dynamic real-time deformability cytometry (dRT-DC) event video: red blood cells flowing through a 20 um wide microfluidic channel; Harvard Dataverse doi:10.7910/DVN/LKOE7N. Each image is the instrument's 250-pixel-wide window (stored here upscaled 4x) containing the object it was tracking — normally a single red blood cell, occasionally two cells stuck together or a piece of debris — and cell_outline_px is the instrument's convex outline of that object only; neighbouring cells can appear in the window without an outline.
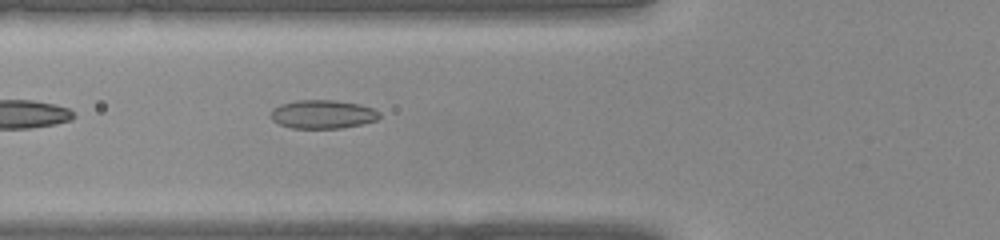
{"species": "common noctule bat (a hibernating species)", "species_latin": "Nyctalus noctula", "temperature_condition": "warm", "stored_images_in_passage": 25, "camera_frame_rate_fps": 3000, "um_per_image_px": 0.085, "animal": {"sex": "female", "body_mass_g": 22.0, "forearm_length_mm": 56.7}, "frame": {"image": 1, "passage_image": 3, "time_ms": 0.667, "image_size_px": [1000, 240], "cell_outline_px": [[380, 116], [376, 120], [360, 124], [340, 128], [292, 128], [280, 124], [272, 120], [272, 108], [280, 104], [296, 100], [332, 100], [360, 104], [372, 108], [380, 112]], "centroid_in_image_um": [27.42, 9.7], "position_along_channel_um": 98.4, "area_um2": 17.98}}
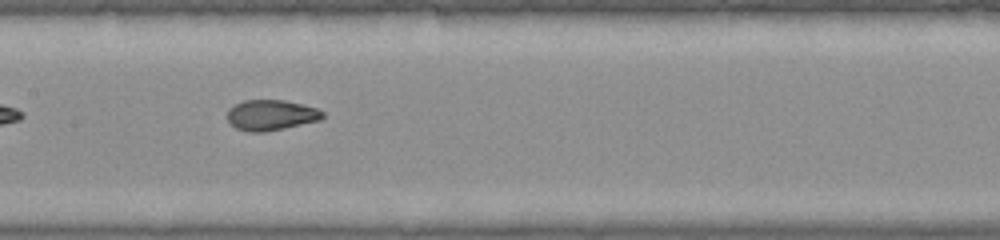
{"frame": {"image": 2, "passage_image": 8, "time_ms": 2.333, "image_size_px": [1000, 240], "cell_outline_px": [[324, 116], [320, 120], [284, 128], [264, 132], [248, 132], [236, 128], [228, 120], [228, 108], [244, 100], [284, 100], [316, 108], [324, 112]], "centroid_in_image_um": [23.03, 9.78], "position_along_channel_um": 184.4, "area_um2": 16.82}}
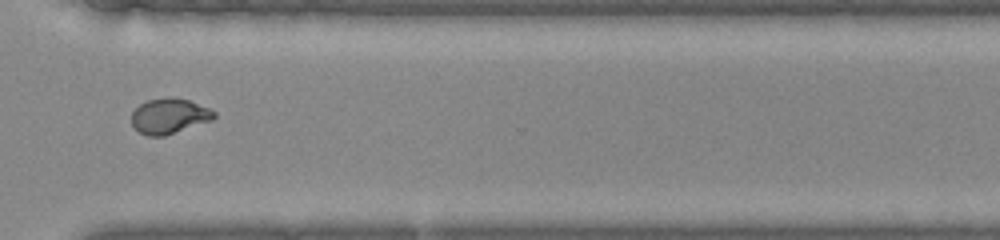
{"frame": {"image": 3, "passage_image": 18, "time_ms": 5.667, "image_size_px": [1000, 240], "cell_outline_px": [[216, 116], [212, 120], [164, 136], [148, 136], [140, 132], [132, 124], [132, 112], [140, 104], [148, 100], [188, 100], [208, 108], [216, 112]], "centroid_in_image_um": [14.39, 9.91], "position_along_channel_um": 356.2, "area_um2": 16.24}}